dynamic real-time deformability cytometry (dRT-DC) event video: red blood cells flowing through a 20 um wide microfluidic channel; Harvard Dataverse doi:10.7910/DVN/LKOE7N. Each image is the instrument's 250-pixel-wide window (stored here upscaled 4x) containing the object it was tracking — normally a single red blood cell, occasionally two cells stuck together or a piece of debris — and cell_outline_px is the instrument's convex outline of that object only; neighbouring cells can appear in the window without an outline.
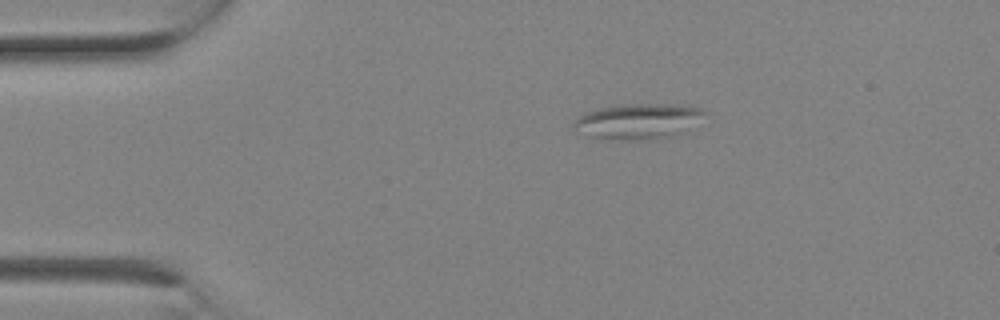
{"species": "Egyptian fruit bat (a non-hibernating species)", "species_latin": "Rousettus aegyptiacus", "temperature_condition": "room temperature", "stored_images_in_passage": 2, "camera_frame_rate_fps": 3000, "um_per_image_px": 0.085, "animal": {"sex": "female"}, "frame": {"image": 1, "passage_image": 2, "time_ms": 0.333, "image_size_px": [1000, 320], "cell_outline_px": [[708, 112], [680, 132], [672, 136], [648, 140], [624, 140], [588, 136], [576, 132], [572, 128], [572, 124], [584, 112], [600, 108], [624, 104], [680, 104], [700, 108]], "centroid_in_image_um": [54.17, 10.3], "position_along_channel_um": 30.8, "area_um2": 26.82}}